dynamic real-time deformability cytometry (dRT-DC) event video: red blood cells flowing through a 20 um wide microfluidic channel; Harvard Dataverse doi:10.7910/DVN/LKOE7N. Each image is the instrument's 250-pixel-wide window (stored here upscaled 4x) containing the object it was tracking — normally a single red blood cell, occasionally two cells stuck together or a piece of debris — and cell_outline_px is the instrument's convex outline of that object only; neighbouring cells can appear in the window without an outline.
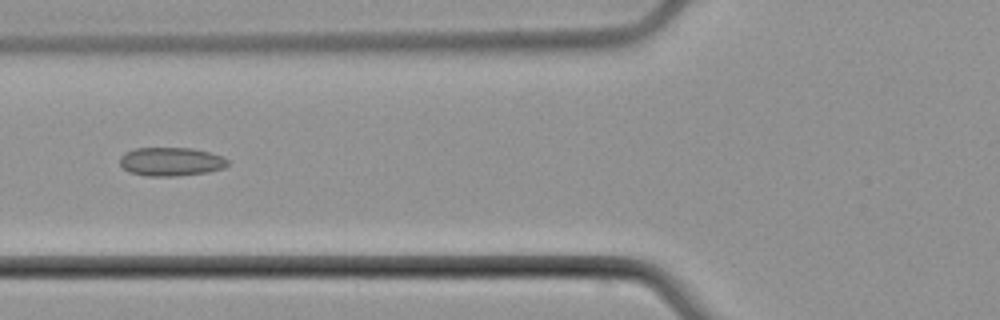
{"species": "common noctule bat (a hibernating species)", "species_latin": "Nyctalus noctula", "temperature_condition": "cold", "stored_images_in_passage": 7, "camera_frame_rate_fps": 3000, "um_per_image_px": 0.085, "animal": {"sex": "male", "body_mass_g": 21.5, "forearm_length_mm": 52.0}, "frame": {"image": 1, "passage_image": 4, "time_ms": 6.0, "image_size_px": [1000, 320], "cell_outline_px": [[228, 164], [224, 168], [208, 172], [176, 176], [144, 176], [128, 172], [120, 164], [120, 156], [124, 152], [136, 148], [192, 148], [224, 156], [228, 160]], "centroid_in_image_um": [14.52, 13.74], "position_along_channel_um": 111.3, "area_um2": 18.15}}
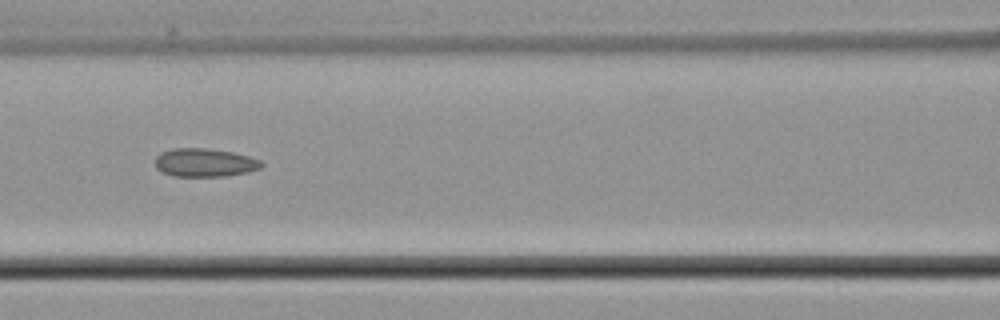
{"frame": {"image": 2, "passage_image": 5, "time_ms": 7.0, "image_size_px": [1000, 320], "cell_outline_px": [[264, 164], [260, 168], [248, 172], [228, 176], [172, 176], [156, 168], [156, 156], [160, 152], [172, 148], [204, 148], [232, 152], [248, 156], [260, 160]], "centroid_in_image_um": [17.4, 13.82], "position_along_channel_um": 149.2, "area_um2": 17.57}}
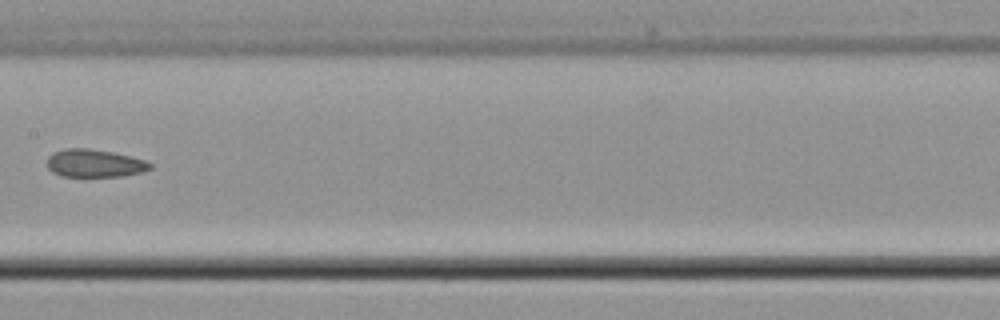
{"frame": {"image": 3, "passage_image": 6, "time_ms": 8.333, "image_size_px": [1000, 320], "cell_outline_px": [[152, 168], [144, 172], [124, 176], [60, 176], [52, 172], [48, 168], [48, 156], [52, 152], [68, 148], [88, 148], [112, 152], [144, 160], [152, 164]], "centroid_in_image_um": [8.03, 13.88], "position_along_channel_um": 199.4, "area_um2": 16.7}}